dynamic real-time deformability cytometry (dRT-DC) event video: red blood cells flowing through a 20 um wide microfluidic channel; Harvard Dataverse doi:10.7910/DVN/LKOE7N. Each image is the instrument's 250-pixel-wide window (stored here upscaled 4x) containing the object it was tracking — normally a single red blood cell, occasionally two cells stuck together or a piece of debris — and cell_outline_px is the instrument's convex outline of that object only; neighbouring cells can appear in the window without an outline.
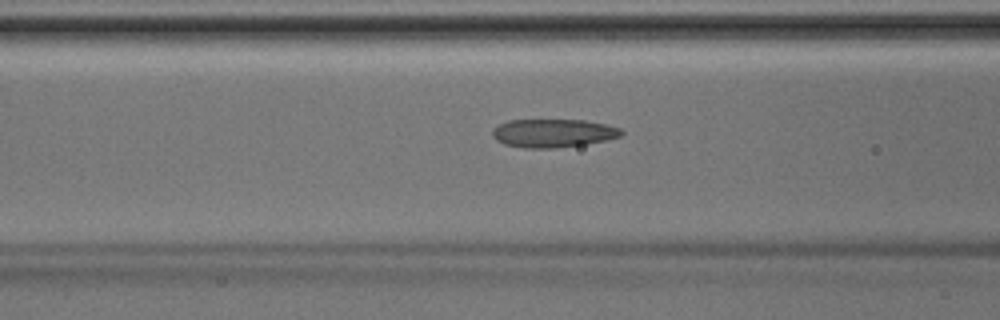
{"species": "Egyptian fruit bat (a non-hibernating species)", "species_latin": "Rousettus aegyptiacus", "temperature_condition": "room temperature", "stored_images_in_passage": 42, "camera_frame_rate_fps": 3000, "um_per_image_px": 0.085, "animal": {"sex": "male"}, "frame": {"image": 1, "passage_image": 16, "time_ms": 5.0, "image_size_px": [1000, 320], "cell_outline_px": [[624, 132], [620, 136], [604, 140], [584, 144], [556, 148], [524, 148], [504, 144], [496, 140], [492, 136], [492, 128], [508, 120], [584, 120], [604, 124], [620, 128]], "centroid_in_image_um": [46.97, 11.32], "position_along_channel_um": 119.6, "area_um2": 21.21}}
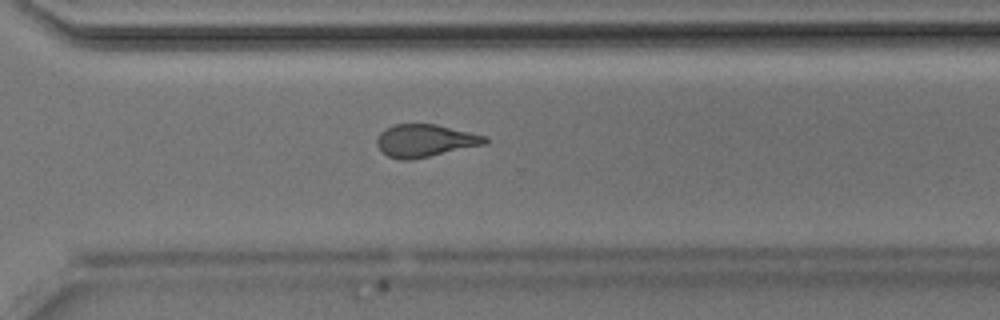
{"frame": {"image": 2, "passage_image": 30, "time_ms": 9.667, "image_size_px": [1000, 320], "cell_outline_px": [[488, 144], [412, 160], [400, 160], [388, 156], [380, 152], [376, 144], [376, 140], [380, 132], [384, 128], [392, 124], [436, 124], [488, 136]], "centroid_in_image_um": [36.13, 11.96], "position_along_channel_um": 334.5, "area_um2": 20.98}}
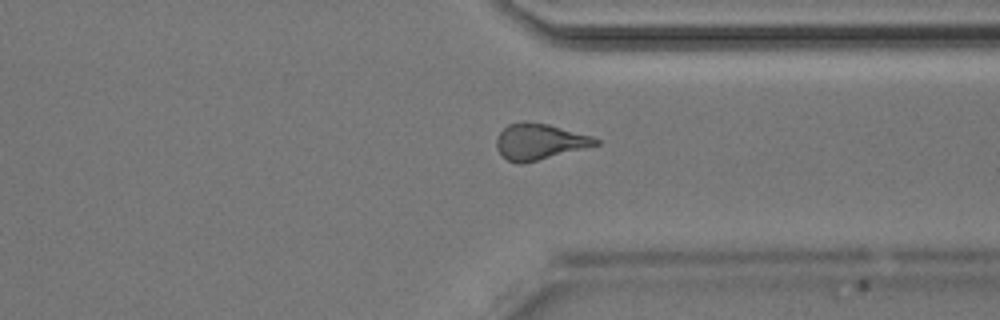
{"frame": {"image": 3, "passage_image": 32, "time_ms": 10.333, "image_size_px": [1000, 320], "cell_outline_px": [[600, 144], [524, 164], [520, 164], [508, 160], [496, 148], [496, 136], [508, 124], [524, 120], [548, 124], [592, 136], [600, 140]], "centroid_in_image_um": [45.84, 12.03], "position_along_channel_um": 365.6, "area_um2": 20.87}}